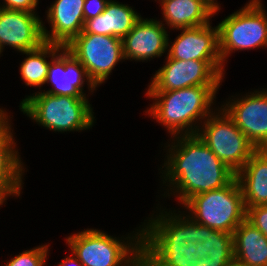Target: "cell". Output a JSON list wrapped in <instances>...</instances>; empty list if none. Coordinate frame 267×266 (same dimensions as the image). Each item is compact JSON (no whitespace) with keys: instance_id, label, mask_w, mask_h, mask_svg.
Wrapping results in <instances>:
<instances>
[{"instance_id":"1","label":"cell","mask_w":267,"mask_h":266,"mask_svg":"<svg viewBox=\"0 0 267 266\" xmlns=\"http://www.w3.org/2000/svg\"><path fill=\"white\" fill-rule=\"evenodd\" d=\"M183 205L194 216L161 212L156 219L151 218L156 242L173 263H183L200 249L221 248L246 218L237 178L221 189L194 195Z\"/></svg>"},{"instance_id":"2","label":"cell","mask_w":267,"mask_h":266,"mask_svg":"<svg viewBox=\"0 0 267 266\" xmlns=\"http://www.w3.org/2000/svg\"><path fill=\"white\" fill-rule=\"evenodd\" d=\"M177 137L165 161V181L176 187L184 204L194 195L217 190L230 184L236 173L224 164L197 134ZM171 149V150H170ZM167 166V167H166Z\"/></svg>"},{"instance_id":"3","label":"cell","mask_w":267,"mask_h":266,"mask_svg":"<svg viewBox=\"0 0 267 266\" xmlns=\"http://www.w3.org/2000/svg\"><path fill=\"white\" fill-rule=\"evenodd\" d=\"M148 221L131 238L136 243L130 239L133 243L126 244L96 229L72 234L67 243L83 266H133L156 243V230Z\"/></svg>"},{"instance_id":"4","label":"cell","mask_w":267,"mask_h":266,"mask_svg":"<svg viewBox=\"0 0 267 266\" xmlns=\"http://www.w3.org/2000/svg\"><path fill=\"white\" fill-rule=\"evenodd\" d=\"M218 88L193 86L172 91H147L146 95L156 100L148 114L167 127L171 135L177 136L183 131V135L197 134L199 128H193V123L212 114L210 107Z\"/></svg>"},{"instance_id":"5","label":"cell","mask_w":267,"mask_h":266,"mask_svg":"<svg viewBox=\"0 0 267 266\" xmlns=\"http://www.w3.org/2000/svg\"><path fill=\"white\" fill-rule=\"evenodd\" d=\"M20 109L40 125L58 132L86 130L94 122L86 97L51 95L41 91L23 99Z\"/></svg>"},{"instance_id":"6","label":"cell","mask_w":267,"mask_h":266,"mask_svg":"<svg viewBox=\"0 0 267 266\" xmlns=\"http://www.w3.org/2000/svg\"><path fill=\"white\" fill-rule=\"evenodd\" d=\"M260 2L251 0L217 25L222 63L233 50L267 46V16Z\"/></svg>"},{"instance_id":"7","label":"cell","mask_w":267,"mask_h":266,"mask_svg":"<svg viewBox=\"0 0 267 266\" xmlns=\"http://www.w3.org/2000/svg\"><path fill=\"white\" fill-rule=\"evenodd\" d=\"M222 114L215 113L206 118L199 138L211 151L236 174L257 151L251 141L239 130L234 120L224 109ZM223 115V116H222ZM220 116V117H219Z\"/></svg>"},{"instance_id":"8","label":"cell","mask_w":267,"mask_h":266,"mask_svg":"<svg viewBox=\"0 0 267 266\" xmlns=\"http://www.w3.org/2000/svg\"><path fill=\"white\" fill-rule=\"evenodd\" d=\"M65 48L86 68L96 86L108 79L118 61L125 59L122 39L116 36L82 31Z\"/></svg>"},{"instance_id":"9","label":"cell","mask_w":267,"mask_h":266,"mask_svg":"<svg viewBox=\"0 0 267 266\" xmlns=\"http://www.w3.org/2000/svg\"><path fill=\"white\" fill-rule=\"evenodd\" d=\"M222 61L177 60L167 56L166 64L153 77L147 91H172L193 86H219Z\"/></svg>"},{"instance_id":"10","label":"cell","mask_w":267,"mask_h":266,"mask_svg":"<svg viewBox=\"0 0 267 266\" xmlns=\"http://www.w3.org/2000/svg\"><path fill=\"white\" fill-rule=\"evenodd\" d=\"M232 101L225 104L226 107L223 105L222 109L257 150L267 146V90Z\"/></svg>"},{"instance_id":"11","label":"cell","mask_w":267,"mask_h":266,"mask_svg":"<svg viewBox=\"0 0 267 266\" xmlns=\"http://www.w3.org/2000/svg\"><path fill=\"white\" fill-rule=\"evenodd\" d=\"M36 15L0 8V54L5 45L20 52H27L45 43L43 24Z\"/></svg>"},{"instance_id":"12","label":"cell","mask_w":267,"mask_h":266,"mask_svg":"<svg viewBox=\"0 0 267 266\" xmlns=\"http://www.w3.org/2000/svg\"><path fill=\"white\" fill-rule=\"evenodd\" d=\"M163 25L160 21L140 17L133 29L122 39L124 58L143 61L162 56L170 46Z\"/></svg>"},{"instance_id":"13","label":"cell","mask_w":267,"mask_h":266,"mask_svg":"<svg viewBox=\"0 0 267 266\" xmlns=\"http://www.w3.org/2000/svg\"><path fill=\"white\" fill-rule=\"evenodd\" d=\"M168 50V56L177 60L222 61L219 54L218 26L210 23L183 28Z\"/></svg>"},{"instance_id":"14","label":"cell","mask_w":267,"mask_h":266,"mask_svg":"<svg viewBox=\"0 0 267 266\" xmlns=\"http://www.w3.org/2000/svg\"><path fill=\"white\" fill-rule=\"evenodd\" d=\"M62 52V53H61ZM52 56L49 63L46 82H51L53 89L46 91L51 95L86 97L83 94L84 80H88L89 90L97 87L87 74L86 68L65 48ZM60 53V54H59Z\"/></svg>"},{"instance_id":"15","label":"cell","mask_w":267,"mask_h":266,"mask_svg":"<svg viewBox=\"0 0 267 266\" xmlns=\"http://www.w3.org/2000/svg\"><path fill=\"white\" fill-rule=\"evenodd\" d=\"M85 0H56L49 8L47 19L51 24V33L43 25L46 43L66 47L84 27Z\"/></svg>"},{"instance_id":"16","label":"cell","mask_w":267,"mask_h":266,"mask_svg":"<svg viewBox=\"0 0 267 266\" xmlns=\"http://www.w3.org/2000/svg\"><path fill=\"white\" fill-rule=\"evenodd\" d=\"M221 249L244 266H267V237L246 218Z\"/></svg>"},{"instance_id":"17","label":"cell","mask_w":267,"mask_h":266,"mask_svg":"<svg viewBox=\"0 0 267 266\" xmlns=\"http://www.w3.org/2000/svg\"><path fill=\"white\" fill-rule=\"evenodd\" d=\"M140 17L128 5L109 0L102 13L84 22L83 32L123 39Z\"/></svg>"},{"instance_id":"18","label":"cell","mask_w":267,"mask_h":266,"mask_svg":"<svg viewBox=\"0 0 267 266\" xmlns=\"http://www.w3.org/2000/svg\"><path fill=\"white\" fill-rule=\"evenodd\" d=\"M165 24L172 29L206 25L220 9L208 0H161Z\"/></svg>"},{"instance_id":"19","label":"cell","mask_w":267,"mask_h":266,"mask_svg":"<svg viewBox=\"0 0 267 266\" xmlns=\"http://www.w3.org/2000/svg\"><path fill=\"white\" fill-rule=\"evenodd\" d=\"M245 208L267 205V157L257 150L236 174Z\"/></svg>"},{"instance_id":"20","label":"cell","mask_w":267,"mask_h":266,"mask_svg":"<svg viewBox=\"0 0 267 266\" xmlns=\"http://www.w3.org/2000/svg\"><path fill=\"white\" fill-rule=\"evenodd\" d=\"M10 127L11 125L0 134V189L22 187L21 178L24 170L18 151L14 150L15 143Z\"/></svg>"},{"instance_id":"21","label":"cell","mask_w":267,"mask_h":266,"mask_svg":"<svg viewBox=\"0 0 267 266\" xmlns=\"http://www.w3.org/2000/svg\"><path fill=\"white\" fill-rule=\"evenodd\" d=\"M62 48L61 45L45 42L35 50L22 52L28 55L20 66V73L25 84L36 87L45 84L50 63L45 58L47 55H49L47 57L55 56Z\"/></svg>"},{"instance_id":"22","label":"cell","mask_w":267,"mask_h":266,"mask_svg":"<svg viewBox=\"0 0 267 266\" xmlns=\"http://www.w3.org/2000/svg\"><path fill=\"white\" fill-rule=\"evenodd\" d=\"M183 264L185 266H244L221 248L200 249L191 254Z\"/></svg>"},{"instance_id":"23","label":"cell","mask_w":267,"mask_h":266,"mask_svg":"<svg viewBox=\"0 0 267 266\" xmlns=\"http://www.w3.org/2000/svg\"><path fill=\"white\" fill-rule=\"evenodd\" d=\"M48 246L43 245L32 250L23 251L12 258L5 266H43L48 255Z\"/></svg>"},{"instance_id":"24","label":"cell","mask_w":267,"mask_h":266,"mask_svg":"<svg viewBox=\"0 0 267 266\" xmlns=\"http://www.w3.org/2000/svg\"><path fill=\"white\" fill-rule=\"evenodd\" d=\"M169 262L156 242L133 266H165Z\"/></svg>"},{"instance_id":"25","label":"cell","mask_w":267,"mask_h":266,"mask_svg":"<svg viewBox=\"0 0 267 266\" xmlns=\"http://www.w3.org/2000/svg\"><path fill=\"white\" fill-rule=\"evenodd\" d=\"M246 209V219L267 237V205Z\"/></svg>"},{"instance_id":"26","label":"cell","mask_w":267,"mask_h":266,"mask_svg":"<svg viewBox=\"0 0 267 266\" xmlns=\"http://www.w3.org/2000/svg\"><path fill=\"white\" fill-rule=\"evenodd\" d=\"M109 0H85L84 2V21L94 18L105 10Z\"/></svg>"},{"instance_id":"27","label":"cell","mask_w":267,"mask_h":266,"mask_svg":"<svg viewBox=\"0 0 267 266\" xmlns=\"http://www.w3.org/2000/svg\"><path fill=\"white\" fill-rule=\"evenodd\" d=\"M3 9L25 11L35 13L34 10L38 5V0H4Z\"/></svg>"},{"instance_id":"28","label":"cell","mask_w":267,"mask_h":266,"mask_svg":"<svg viewBox=\"0 0 267 266\" xmlns=\"http://www.w3.org/2000/svg\"><path fill=\"white\" fill-rule=\"evenodd\" d=\"M20 190L21 189H0V205H3V202L7 198L6 196H20Z\"/></svg>"},{"instance_id":"29","label":"cell","mask_w":267,"mask_h":266,"mask_svg":"<svg viewBox=\"0 0 267 266\" xmlns=\"http://www.w3.org/2000/svg\"><path fill=\"white\" fill-rule=\"evenodd\" d=\"M59 266H83L82 263L77 259L75 255L73 257H66Z\"/></svg>"},{"instance_id":"30","label":"cell","mask_w":267,"mask_h":266,"mask_svg":"<svg viewBox=\"0 0 267 266\" xmlns=\"http://www.w3.org/2000/svg\"><path fill=\"white\" fill-rule=\"evenodd\" d=\"M6 114V111L0 109V134L10 125Z\"/></svg>"},{"instance_id":"31","label":"cell","mask_w":267,"mask_h":266,"mask_svg":"<svg viewBox=\"0 0 267 266\" xmlns=\"http://www.w3.org/2000/svg\"><path fill=\"white\" fill-rule=\"evenodd\" d=\"M165 266H185L183 263L168 262Z\"/></svg>"},{"instance_id":"32","label":"cell","mask_w":267,"mask_h":266,"mask_svg":"<svg viewBox=\"0 0 267 266\" xmlns=\"http://www.w3.org/2000/svg\"><path fill=\"white\" fill-rule=\"evenodd\" d=\"M267 157V146L259 149Z\"/></svg>"},{"instance_id":"33","label":"cell","mask_w":267,"mask_h":266,"mask_svg":"<svg viewBox=\"0 0 267 266\" xmlns=\"http://www.w3.org/2000/svg\"><path fill=\"white\" fill-rule=\"evenodd\" d=\"M208 1H210L216 8L219 7L218 3L214 2L215 0H208Z\"/></svg>"}]
</instances>
